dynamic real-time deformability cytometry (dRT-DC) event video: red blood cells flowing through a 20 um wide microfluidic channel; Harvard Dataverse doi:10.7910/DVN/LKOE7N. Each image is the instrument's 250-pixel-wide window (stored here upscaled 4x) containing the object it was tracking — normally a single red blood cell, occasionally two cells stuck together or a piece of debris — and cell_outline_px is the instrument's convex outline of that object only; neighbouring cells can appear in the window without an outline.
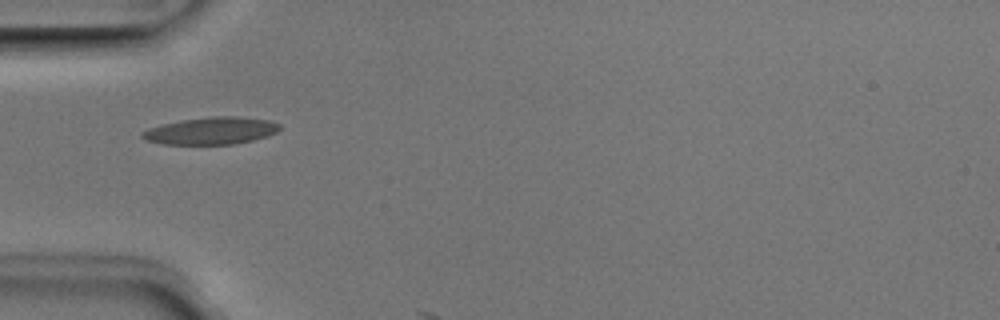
{"species": "Egyptian fruit bat (a non-hibernating species)", "species_latin": "Rousettus aegyptiacus", "temperature_condition": "room temperature", "stored_images_in_passage": 2, "camera_frame_rate_fps": 3000, "um_per_image_px": 0.085, "animal": {"sex": "male"}, "frame": {"image": 1, "passage_image": 1, "time_ms": 0.0, "image_size_px": [1000, 320], "cell_outline_px": [[280, 128], [276, 132], [268, 136], [252, 140], [232, 144], [164, 144], [144, 140], [140, 136], [140, 132], [148, 128], [180, 120], [212, 116], [240, 116], [268, 120], [280, 124]], "centroid_in_image_um": [17.92, 11.11], "position_along_channel_um": 67.1, "area_um2": 21.85}}